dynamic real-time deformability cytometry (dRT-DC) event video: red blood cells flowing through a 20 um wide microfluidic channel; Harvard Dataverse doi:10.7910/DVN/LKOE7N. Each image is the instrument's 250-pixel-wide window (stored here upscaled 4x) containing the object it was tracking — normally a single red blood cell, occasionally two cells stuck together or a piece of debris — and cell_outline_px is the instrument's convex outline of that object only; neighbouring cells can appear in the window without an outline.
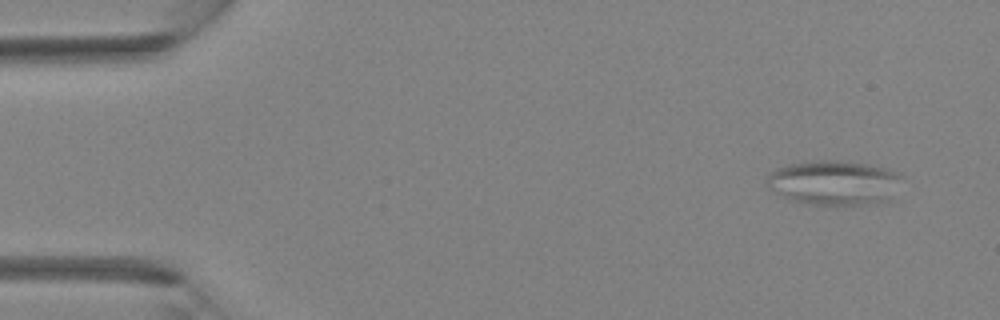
{"species": "Egyptian fruit bat (a non-hibernating species)", "species_latin": "Rousettus aegyptiacus", "temperature_condition": "room temperature", "stored_images_in_passage": 3, "camera_frame_rate_fps": 3000, "um_per_image_px": 0.085, "animal": {"sex": "female"}, "frame": {"image": 1, "passage_image": 1, "time_ms": 0.0, "image_size_px": [1000, 320], "cell_outline_px": [[904, 176], [888, 200], [880, 204], [808, 204], [784, 200], [768, 188], [768, 172], [776, 168], [788, 164], [804, 160], [848, 160], [868, 164], [884, 168], [896, 172]], "centroid_in_image_um": [70.84, 15.51], "position_along_channel_um": 14.2, "area_um2": 35.78}}